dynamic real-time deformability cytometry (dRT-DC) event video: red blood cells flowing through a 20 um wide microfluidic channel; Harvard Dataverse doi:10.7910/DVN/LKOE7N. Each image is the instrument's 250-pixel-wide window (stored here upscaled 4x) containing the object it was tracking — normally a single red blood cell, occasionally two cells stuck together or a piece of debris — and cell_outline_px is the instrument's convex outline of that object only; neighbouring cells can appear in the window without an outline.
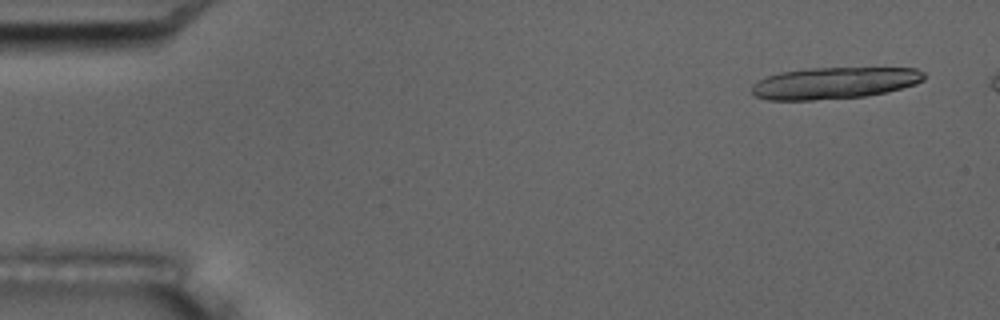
{"species": "common noctule bat (a hibernating species)", "species_latin": "Nyctalus noctula", "temperature_condition": "room temperature", "stored_images_in_passage": 7, "camera_frame_rate_fps": 3000, "um_per_image_px": 0.085, "animal": {"sex": "male", "body_mass_g": 17.5, "forearm_length_mm": 52.3}, "frame": {"image": 1, "passage_image": 1, "time_ms": 0.0, "image_size_px": [1000, 320], "cell_outline_px": [[928, 76], [924, 80], [916, 84], [888, 92], [864, 96], [812, 100], [768, 100], [756, 96], [752, 92], [752, 84], [768, 76], [780, 72], [808, 68], [916, 68], [924, 72]], "centroid_in_image_um": [70.96, 7.05], "position_along_channel_um": 14.0, "area_um2": 31.85}}